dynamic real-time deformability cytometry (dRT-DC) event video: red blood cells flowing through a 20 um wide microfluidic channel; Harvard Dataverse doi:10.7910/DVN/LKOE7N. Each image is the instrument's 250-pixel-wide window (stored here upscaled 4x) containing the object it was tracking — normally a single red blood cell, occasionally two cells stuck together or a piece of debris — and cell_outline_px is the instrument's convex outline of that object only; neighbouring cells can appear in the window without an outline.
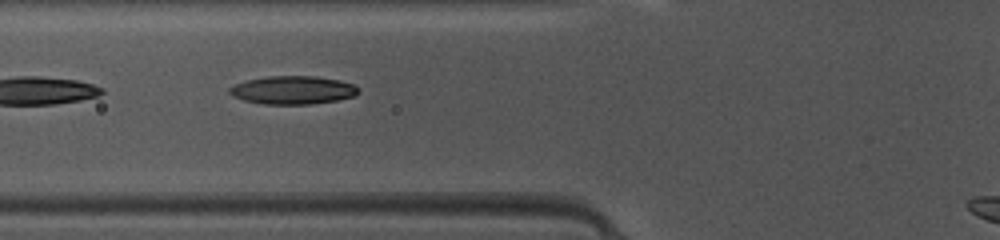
{"species": "common noctule bat (a hibernating species)", "species_latin": "Nyctalus noctula", "temperature_condition": "warm", "stored_images_in_passage": 38, "camera_frame_rate_fps": 3000, "um_per_image_px": 0.085, "animal": {"sex": "female", "body_mass_g": 10.0, "forearm_length_mm": 53.1}, "frame": {"image": 1, "passage_image": 12, "time_ms": 3.667, "image_size_px": [1000, 240], "cell_outline_px": [[360, 92], [352, 96], [336, 100], [308, 104], [264, 104], [244, 100], [232, 96], [228, 92], [228, 88], [236, 84], [248, 80], [268, 76], [316, 76], [340, 80], [352, 84], [360, 88]], "centroid_in_image_um": [24.89, 7.65], "position_along_channel_um": 100.9, "area_um2": 21.1}}
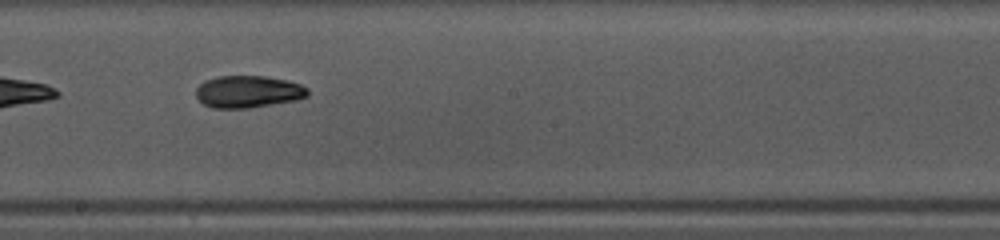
{"frame": {"image": 2, "passage_image": 21, "time_ms": 6.667, "image_size_px": [1000, 240], "cell_outline_px": [[308, 96], [296, 100], [248, 108], [212, 108], [204, 104], [196, 96], [196, 88], [204, 80], [216, 76], [264, 76], [288, 80], [300, 84], [308, 88]], "centroid_in_image_um": [21.08, 7.78], "position_along_channel_um": 227.1, "area_um2": 20.98}}
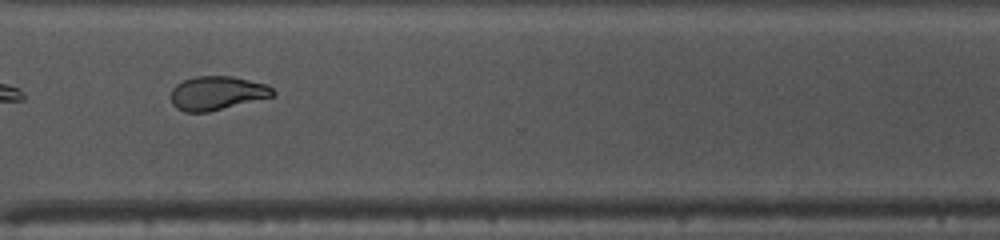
{"frame": {"image": 3, "passage_image": 30, "time_ms": 9.667, "image_size_px": [1000, 240], "cell_outline_px": [[276, 96], [208, 112], [184, 112], [176, 108], [172, 104], [172, 88], [176, 84], [184, 80], [196, 76], [232, 76], [264, 84], [272, 88], [276, 92]], "centroid_in_image_um": [18.46, 7.92], "position_along_channel_um": 352.1, "area_um2": 20.11}}